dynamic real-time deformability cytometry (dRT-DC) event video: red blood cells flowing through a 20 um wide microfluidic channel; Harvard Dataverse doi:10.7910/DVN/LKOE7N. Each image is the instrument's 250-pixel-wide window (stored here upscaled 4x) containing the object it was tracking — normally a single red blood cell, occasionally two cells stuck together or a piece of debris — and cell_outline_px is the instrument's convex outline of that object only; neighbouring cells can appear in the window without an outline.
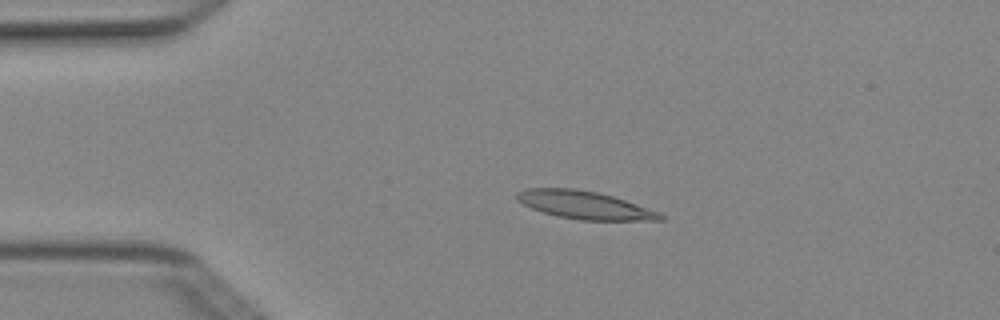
{"species": "Egyptian fruit bat (a non-hibernating species)", "species_latin": "Rousettus aegyptiacus", "temperature_condition": "cold", "stored_images_in_passage": 3, "camera_frame_rate_fps": 3000, "um_per_image_px": 0.085, "animal": {"sex": "female"}, "frame": {"image": 1, "passage_image": 2, "time_ms": 0.333, "image_size_px": [1000, 320], "cell_outline_px": [[664, 220], [580, 220], [556, 216], [532, 208], [516, 200], [516, 192], [528, 188], [576, 188], [596, 192], [612, 196], [660, 212], [664, 216]], "centroid_in_image_um": [49.67, 17.42], "position_along_channel_um": 35.3, "area_um2": 23.18}}